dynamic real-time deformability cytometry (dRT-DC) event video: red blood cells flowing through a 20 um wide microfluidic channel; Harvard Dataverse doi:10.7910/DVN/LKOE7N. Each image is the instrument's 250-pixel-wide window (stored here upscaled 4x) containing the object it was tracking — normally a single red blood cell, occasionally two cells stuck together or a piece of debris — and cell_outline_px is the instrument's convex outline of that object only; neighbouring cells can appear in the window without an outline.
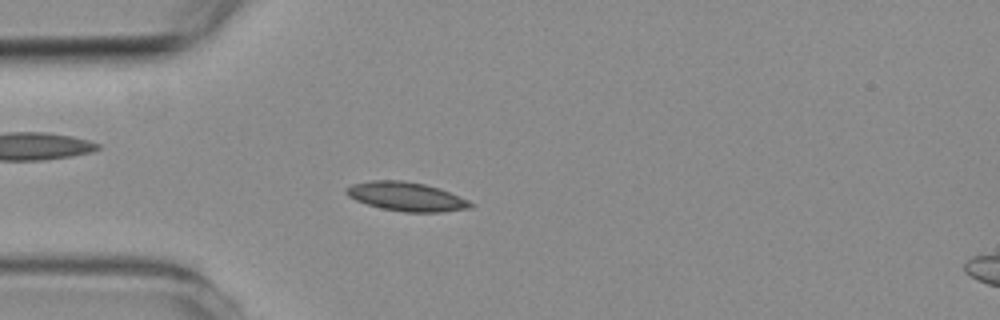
{"species": "common noctule bat (a hibernating species)", "species_latin": "Nyctalus noctula", "temperature_condition": "room temperature", "stored_images_in_passage": 4, "camera_frame_rate_fps": 3000, "um_per_image_px": 0.085, "animal": {"sex": "female", "body_mass_g": 19.3, "forearm_length_mm": 54.1}, "frame": {"image": 1, "passage_image": 3, "time_ms": 2.667, "image_size_px": [1000, 320], "cell_outline_px": [[476, 204], [472, 208], [440, 212], [404, 212], [380, 208], [356, 200], [348, 196], [344, 192], [344, 188], [352, 184], [372, 180], [400, 180], [424, 184], [440, 188], [468, 200]], "centroid_in_image_um": [34.54, 16.71], "position_along_channel_um": 50.5, "area_um2": 21.04}}